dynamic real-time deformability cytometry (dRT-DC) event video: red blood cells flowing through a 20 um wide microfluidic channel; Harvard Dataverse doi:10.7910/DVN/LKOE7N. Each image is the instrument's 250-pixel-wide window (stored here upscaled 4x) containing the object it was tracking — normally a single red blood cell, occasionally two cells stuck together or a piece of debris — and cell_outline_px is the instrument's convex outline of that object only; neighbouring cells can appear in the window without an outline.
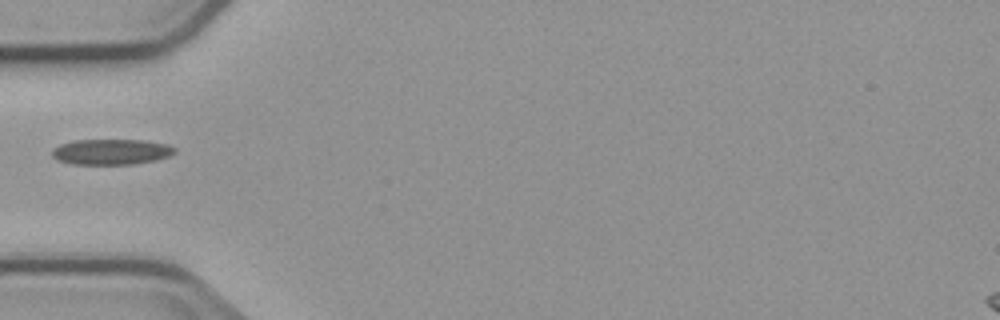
{"species": "common noctule bat (a hibernating species)", "species_latin": "Nyctalus noctula", "temperature_condition": "cold", "stored_images_in_passage": 6, "camera_frame_rate_fps": 3000, "um_per_image_px": 0.085, "animal": {"sex": "male", "body_mass_g": 23.1, "forearm_length_mm": 52.7}, "frame": {"image": 1, "passage_image": 5, "time_ms": 5.0, "image_size_px": [1000, 320], "cell_outline_px": [[176, 152], [168, 156], [156, 160], [132, 164], [72, 164], [60, 160], [52, 156], [52, 148], [60, 144], [72, 140], [144, 140], [168, 144], [176, 148]], "centroid_in_image_um": [9.46, 12.89], "position_along_channel_um": 75.5, "area_um2": 18.32}}
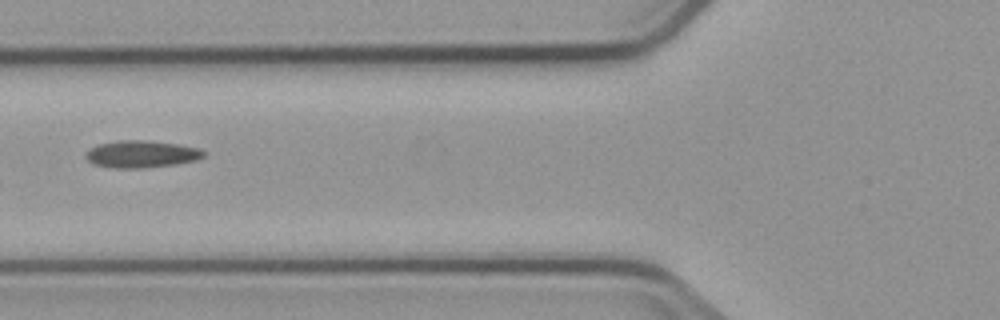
{"frame": {"image": 2, "passage_image": 6, "time_ms": 6.0, "image_size_px": [1000, 320], "cell_outline_px": [[204, 156], [196, 160], [176, 164], [140, 168], [112, 168], [92, 164], [88, 160], [88, 152], [92, 148], [100, 144], [120, 140], [144, 140], [176, 144], [200, 148], [204, 152]], "centroid_in_image_um": [12.05, 13.1], "position_along_channel_um": 113.8, "area_um2": 18.32}}